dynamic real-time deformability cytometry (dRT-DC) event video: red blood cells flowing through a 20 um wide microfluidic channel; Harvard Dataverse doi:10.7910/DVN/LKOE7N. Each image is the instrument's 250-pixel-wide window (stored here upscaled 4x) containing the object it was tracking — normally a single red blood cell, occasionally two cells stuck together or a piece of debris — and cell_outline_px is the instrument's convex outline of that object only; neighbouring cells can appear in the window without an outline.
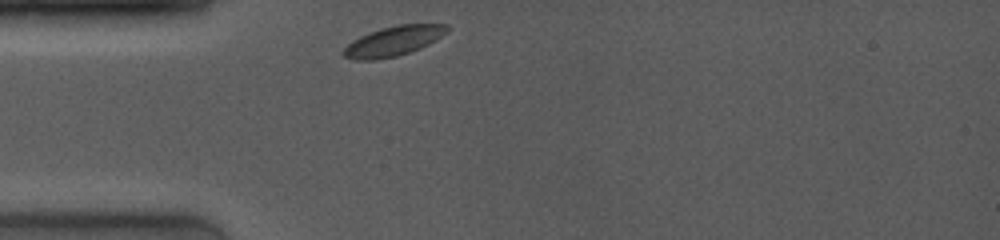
{"species": "common noctule bat (a hibernating species)", "species_latin": "Nyctalus noctula", "temperature_condition": "room temperature", "stored_images_in_passage": 5, "camera_frame_rate_fps": 4000, "um_per_image_px": 0.085, "animal": {"sex": "female", "body_mass_g": 19.0, "forearm_length_mm": 53.3}, "frame": {"image": 1, "passage_image": 1, "time_ms": 0.0, "image_size_px": [1000, 240], "cell_outline_px": [[448, 32], [436, 40], [420, 48], [396, 56], [372, 60], [356, 60], [344, 56], [340, 52], [352, 40], [360, 36], [380, 28], [400, 24], [448, 24]], "centroid_in_image_um": [33.43, 3.48], "position_along_channel_um": 51.6, "area_um2": 17.92}}